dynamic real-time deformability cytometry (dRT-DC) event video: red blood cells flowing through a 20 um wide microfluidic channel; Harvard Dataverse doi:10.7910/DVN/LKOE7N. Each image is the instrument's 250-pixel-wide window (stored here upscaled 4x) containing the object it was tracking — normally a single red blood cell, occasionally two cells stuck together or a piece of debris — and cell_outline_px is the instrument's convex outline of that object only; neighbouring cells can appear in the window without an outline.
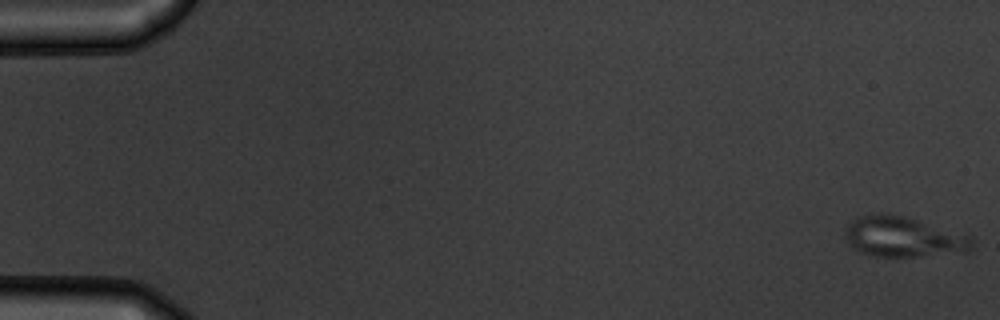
{"species": "common noctule bat (a hibernating species)", "species_latin": "Nyctalus noctula", "temperature_condition": "warm", "stored_images_in_passage": 55, "camera_frame_rate_fps": 3000, "um_per_image_px": 0.085, "animal": {"sex": "male", "body_mass_g": 19.5, "forearm_length_mm": 54.6}, "frame": {"image": 1, "passage_image": 1, "time_ms": 0.0, "image_size_px": [1000, 320], "cell_outline_px": [[972, 248], [968, 252], [916, 256], [876, 256], [864, 252], [856, 248], [844, 236], [844, 228], [852, 220], [860, 216], [880, 212], [904, 216], [972, 236]], "centroid_in_image_um": [76.8, 20.12], "position_along_channel_um": 8.2, "area_um2": 29.48}}
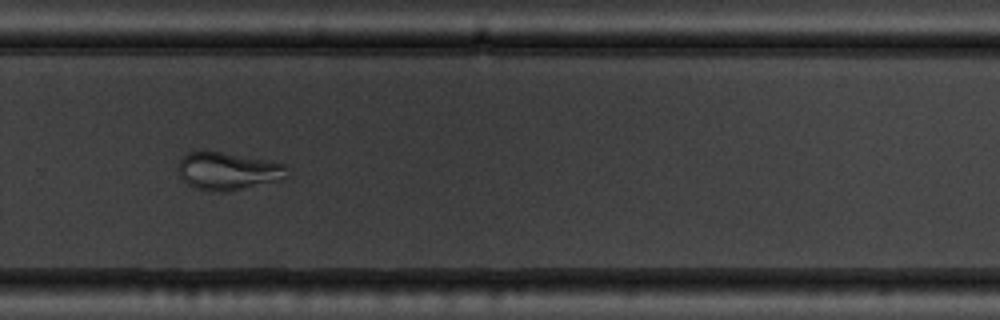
{"frame": {"image": 2, "passage_image": 38, "time_ms": 12.333, "image_size_px": [1000, 320], "cell_outline_px": [[288, 180], [228, 192], [216, 192], [196, 188], [188, 184], [180, 176], [180, 160], [188, 152], [220, 152], [268, 160], [288, 164]], "centroid_in_image_um": [19.51, 14.58], "position_along_channel_um": 310.3, "area_um2": 24.22}}
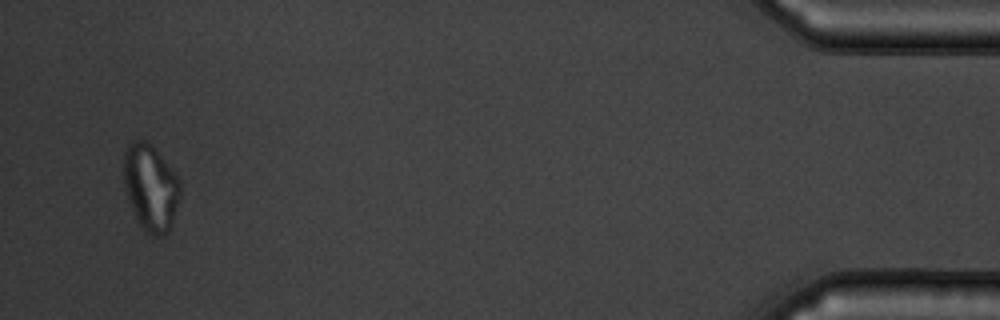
{"frame": {"image": 3, "passage_image": 53, "time_ms": 17.333, "image_size_px": [1000, 320], "cell_outline_px": [[180, 196], [168, 232], [164, 236], [152, 236], [144, 232], [132, 208], [124, 184], [124, 152], [128, 144], [132, 140], [144, 140], [152, 144], [176, 176], [180, 184]], "centroid_in_image_um": [12.79, 15.93], "position_along_channel_um": 422.4, "area_um2": 28.03}, "authors_computed_cell_mechanics": {"area_um2": 26.7036, "velocity_mm_per_s": 3.7345, "shape_relaxation_time_tau1_ms": null, "shape_relaxation_time_tau2_ms": 2.1109, "deformation_change_tau1": null, "deformation_change_tau2": 0.0644}}